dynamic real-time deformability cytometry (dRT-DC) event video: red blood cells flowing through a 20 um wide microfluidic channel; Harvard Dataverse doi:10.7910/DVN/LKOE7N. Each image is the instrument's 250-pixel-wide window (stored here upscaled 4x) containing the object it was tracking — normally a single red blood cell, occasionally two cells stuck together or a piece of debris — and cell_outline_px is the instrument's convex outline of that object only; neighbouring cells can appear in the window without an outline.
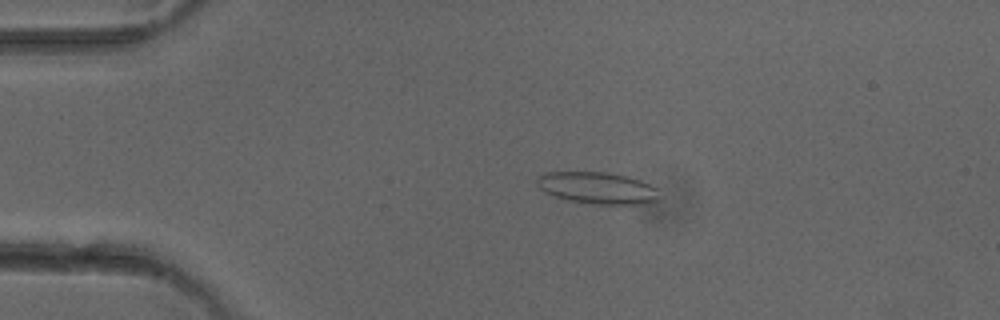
{"species": "common noctule bat (a hibernating species)", "species_latin": "Nyctalus noctula", "temperature_condition": "cold", "stored_images_in_passage": 51, "camera_frame_rate_fps": 3000, "um_per_image_px": 0.085, "animal": {"sex": "female"}, "frame": {"image": 1, "passage_image": 11, "time_ms": 3.333, "image_size_px": [1000, 320], "cell_outline_px": [[664, 200], [648, 204], [592, 204], [568, 200], [552, 196], [544, 192], [536, 184], [536, 180], [544, 172], [608, 172], [640, 180], [660, 188], [664, 196]], "centroid_in_image_um": [50.9, 16.0], "position_along_channel_um": 34.1, "area_um2": 23.35}}
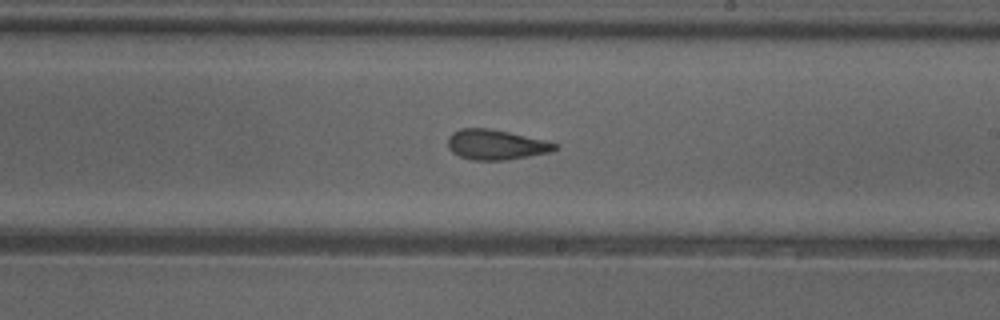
{"frame": {"image": 2, "passage_image": 30, "time_ms": 9.667, "image_size_px": [1000, 320], "cell_outline_px": [[560, 148], [552, 152], [504, 160], [472, 160], [460, 156], [452, 152], [448, 148], [448, 136], [452, 132], [460, 128], [488, 128], [508, 132], [544, 140], [560, 144]], "centroid_in_image_um": [42.16, 12.29], "position_along_channel_um": 246.8, "area_um2": 18.84}}
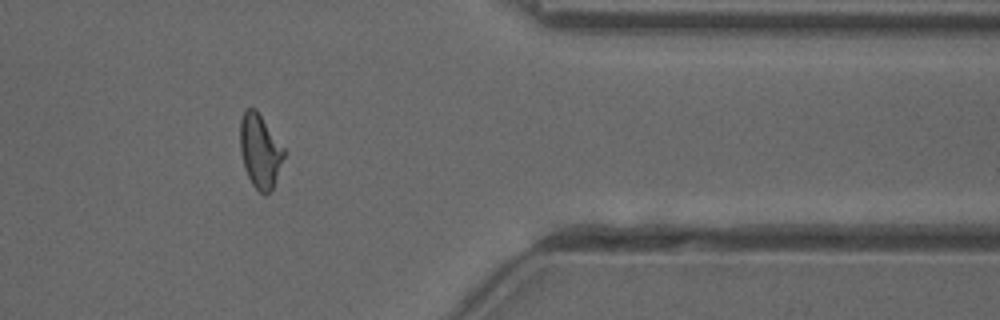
{"frame": {"image": 3, "passage_image": 42, "time_ms": 13.667, "image_size_px": [1000, 320], "cell_outline_px": [[284, 156], [272, 188], [264, 196], [252, 184], [244, 168], [240, 152], [240, 120], [244, 108], [256, 108], [284, 148]], "centroid_in_image_um": [22.07, 12.79], "position_along_channel_um": 389.3, "area_um2": 18.73}, "authors_computed_cell_mechanics": {"area_um2": 19.4208, "velocity_mm_per_s": 4.0493, "shape_relaxation_time_tau1_ms": 10.4176, "shape_relaxation_time_tau2_ms": 1.3965, "deformation_change_tau1": 0.2486, "deformation_change_tau2": 0.0927}}